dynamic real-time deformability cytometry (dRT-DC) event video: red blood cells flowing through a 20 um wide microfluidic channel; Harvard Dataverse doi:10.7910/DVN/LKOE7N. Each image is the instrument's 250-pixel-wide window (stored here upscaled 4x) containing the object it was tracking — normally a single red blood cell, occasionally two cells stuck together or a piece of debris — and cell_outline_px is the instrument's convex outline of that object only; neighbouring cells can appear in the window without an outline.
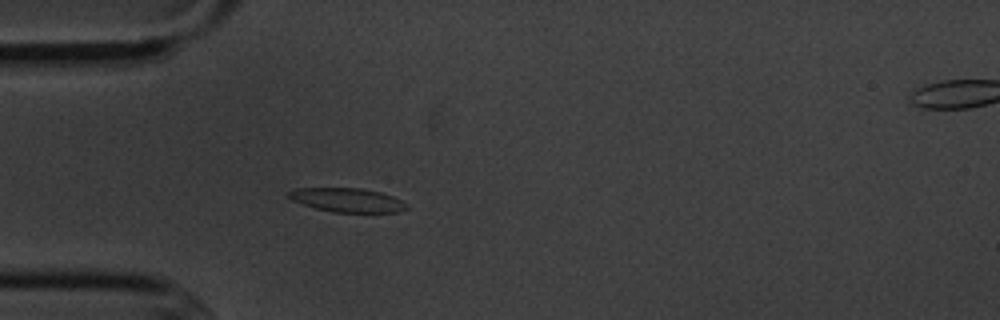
{"species": "common noctule bat (a hibernating species)", "species_latin": "Nyctalus noctula", "temperature_condition": "cold", "stored_images_in_passage": 5, "camera_frame_rate_fps": 3000, "um_per_image_px": 0.085, "animal": {"sex": "male", "body_mass_g": 20.1, "forearm_length_mm": 53.5}, "frame": {"image": 1, "passage_image": 4, "time_ms": 3.333, "image_size_px": [1000, 320], "cell_outline_px": [[408, 208], [400, 212], [332, 212], [316, 208], [292, 200], [288, 196], [288, 192], [296, 188], [360, 188], [380, 192], [392, 196], [408, 204]], "centroid_in_image_um": [29.54, 17.0], "position_along_channel_um": 55.5, "area_um2": 16.36}}